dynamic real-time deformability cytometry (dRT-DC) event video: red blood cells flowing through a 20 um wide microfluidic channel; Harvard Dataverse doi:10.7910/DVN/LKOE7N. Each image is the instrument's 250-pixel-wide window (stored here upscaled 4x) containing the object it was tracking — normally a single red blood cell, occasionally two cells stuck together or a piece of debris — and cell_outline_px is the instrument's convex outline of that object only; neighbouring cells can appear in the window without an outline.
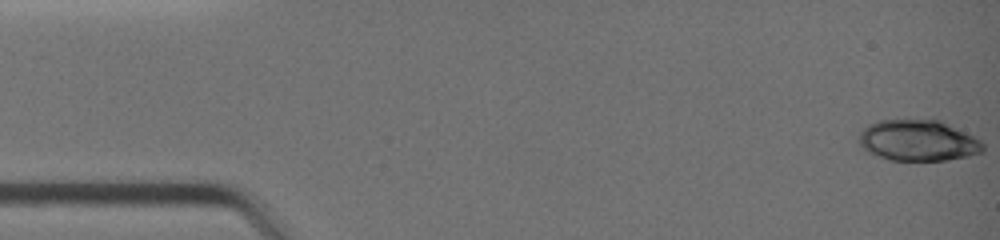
{"species": "common noctule bat (a hibernating species)", "species_latin": "Nyctalus noctula", "temperature_condition": "warm", "stored_images_in_passage": 41, "camera_frame_rate_fps": 3000, "um_per_image_px": 0.085, "animal": {"sex": "female", "body_mass_g": 19.0, "forearm_length_mm": 51.5}, "frame": {"image": 1, "passage_image": 1, "time_ms": 0.0, "image_size_px": [1000, 240], "cell_outline_px": [[984, 152], [968, 156], [948, 160], [892, 160], [868, 152], [856, 140], [860, 132], [868, 124], [880, 120], [932, 116], [980, 140], [984, 144]], "centroid_in_image_um": [78.02, 11.89], "position_along_channel_um": 7.0, "area_um2": 30.35}}
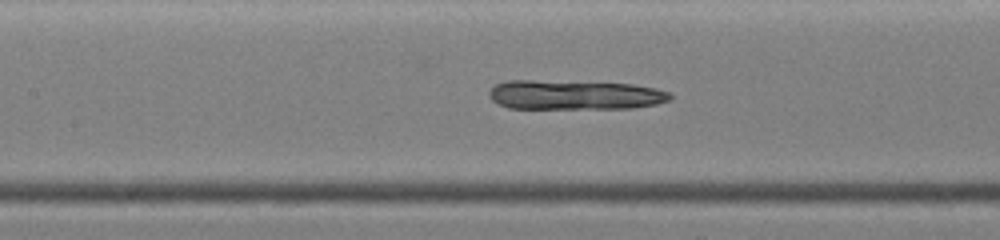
{"frame": {"image": 2, "passage_image": 19, "time_ms": 6.0, "image_size_px": [1000, 240], "cell_outline_px": [[672, 100], [656, 104], [632, 108], [508, 108], [492, 100], [488, 96], [488, 92], [496, 84], [508, 80], [532, 80], [632, 84], [656, 88], [672, 92]], "centroid_in_image_um": [48.87, 8.06], "position_along_channel_um": 158.5, "area_um2": 31.15}}
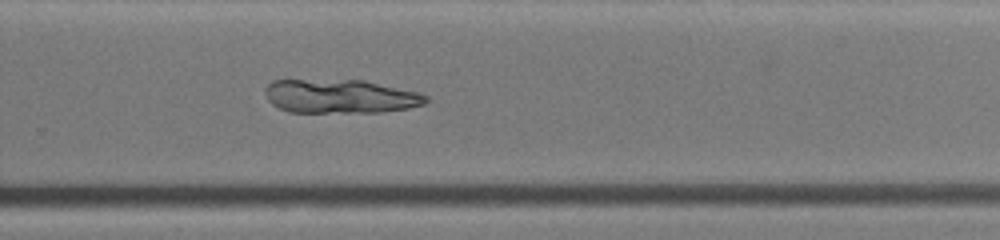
{"frame": {"image": 3, "passage_image": 28, "time_ms": 9.0, "image_size_px": [1000, 240], "cell_outline_px": [[428, 100], [424, 104], [408, 108], [384, 112], [288, 112], [272, 104], [268, 100], [264, 92], [264, 88], [272, 80], [364, 80], [420, 92], [428, 96]], "centroid_in_image_um": [28.93, 8.18], "position_along_channel_um": 300.9, "area_um2": 31.91}}